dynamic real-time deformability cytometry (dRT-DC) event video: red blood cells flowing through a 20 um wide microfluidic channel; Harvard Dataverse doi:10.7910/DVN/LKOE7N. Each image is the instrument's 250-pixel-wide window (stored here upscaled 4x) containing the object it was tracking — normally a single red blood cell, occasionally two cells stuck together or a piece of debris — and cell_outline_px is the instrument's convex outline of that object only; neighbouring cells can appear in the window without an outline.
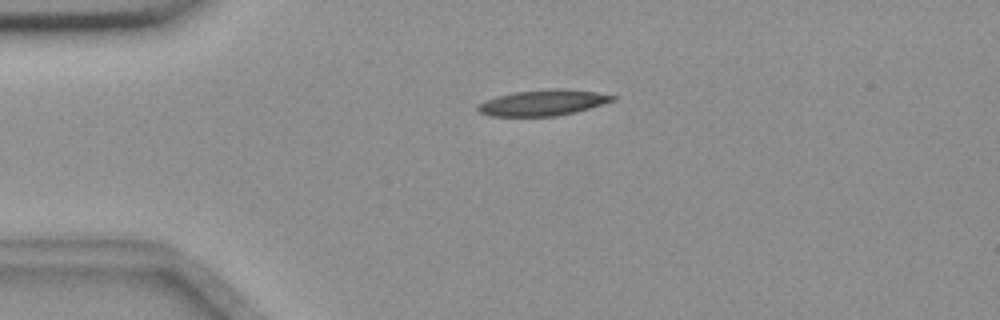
{"species": "common noctule bat (a hibernating species)", "species_latin": "Nyctalus noctula", "temperature_condition": "room temperature", "stored_images_in_passage": 51, "camera_frame_rate_fps": 3000, "um_per_image_px": 0.085, "animal": {"sex": "female", "body_mass_g": 18.4}, "frame": {"image": 1, "passage_image": 8, "time_ms": 2.333, "image_size_px": [1000, 320], "cell_outline_px": [[616, 100], [576, 112], [556, 116], [492, 116], [480, 112], [476, 108], [484, 100], [496, 96], [516, 92], [548, 88], [564, 88], [596, 92], [616, 96]], "centroid_in_image_um": [46.17, 8.72], "position_along_channel_um": 38.8, "area_um2": 20.35}}
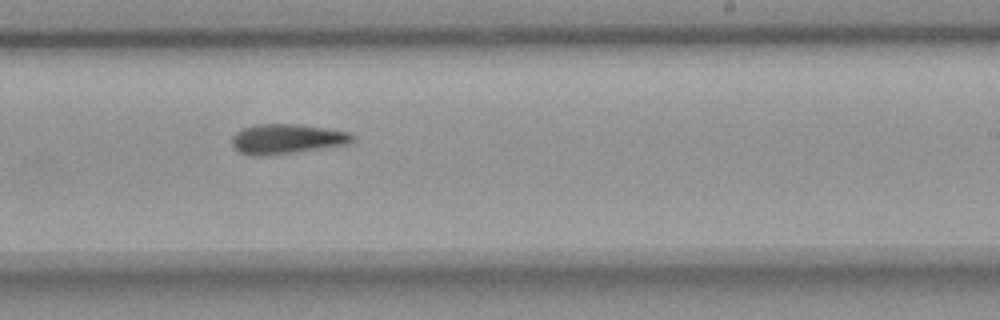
{"frame": {"image": 2, "passage_image": 29, "time_ms": 9.333, "image_size_px": [1000, 320], "cell_outline_px": [[356, 136], [352, 140], [344, 144], [268, 156], [252, 156], [240, 152], [232, 144], [232, 136], [236, 132], [252, 124], [300, 124], [352, 132]], "centroid_in_image_um": [24.35, 11.79], "position_along_channel_um": 264.7, "area_um2": 20.87}}
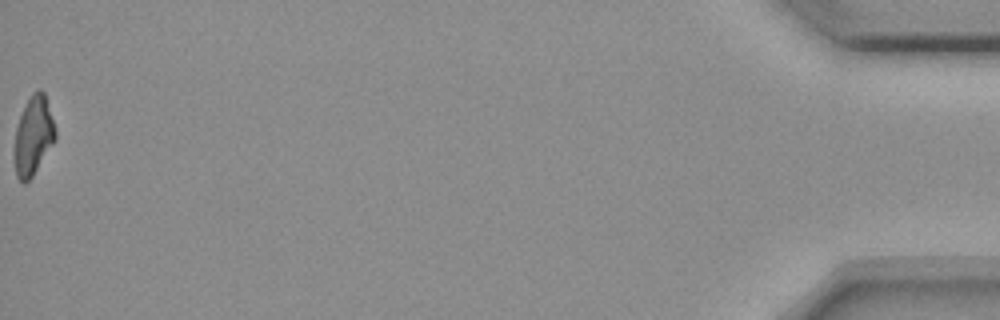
{"frame": {"image": 3, "passage_image": 51, "time_ms": 16.667, "image_size_px": [1000, 320], "cell_outline_px": [[56, 140], [32, 176], [24, 184], [16, 176], [12, 156], [16, 128], [20, 116], [32, 92], [40, 88], [44, 92], [56, 128]], "centroid_in_image_um": [2.82, 11.56], "position_along_channel_um": 432.4, "area_um2": 19.02}, "authors_computed_cell_mechanics": {"area_um2": 20.3456, "velocity_mm_per_s": 3.665, "shape_relaxation_time_tau1_ms": 11.2531, "shape_relaxation_time_tau2_ms": null, "deformation_change_tau1": 0.249, "deformation_change_tau2": null}}